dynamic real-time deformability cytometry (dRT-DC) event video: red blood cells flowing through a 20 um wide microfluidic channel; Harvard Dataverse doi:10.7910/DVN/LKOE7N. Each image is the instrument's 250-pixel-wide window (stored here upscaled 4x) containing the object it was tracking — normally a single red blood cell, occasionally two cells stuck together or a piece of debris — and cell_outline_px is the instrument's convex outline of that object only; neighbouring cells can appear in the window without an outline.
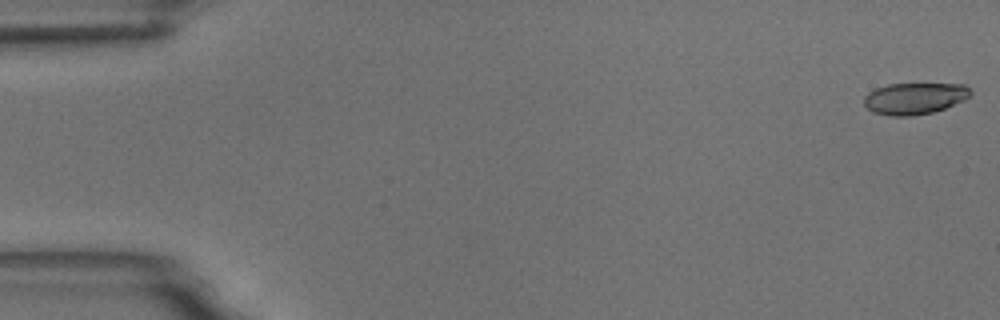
{"species": "common noctule bat (a hibernating species)", "species_latin": "Nyctalus noctula", "temperature_condition": "room temperature", "stored_images_in_passage": 4, "camera_frame_rate_fps": 3000, "um_per_image_px": 0.085, "animal": {"sex": "male", "body_mass_g": 18.8}, "frame": {"image": 1, "passage_image": 1, "time_ms": 0.0, "image_size_px": [1000, 320], "cell_outline_px": [[972, 92], [964, 100], [944, 108], [932, 112], [912, 116], [892, 116], [872, 112], [864, 104], [864, 96], [868, 92], [876, 88], [888, 84], [964, 84]], "centroid_in_image_um": [77.7, 8.36], "position_along_channel_um": 7.3, "area_um2": 19.48}}